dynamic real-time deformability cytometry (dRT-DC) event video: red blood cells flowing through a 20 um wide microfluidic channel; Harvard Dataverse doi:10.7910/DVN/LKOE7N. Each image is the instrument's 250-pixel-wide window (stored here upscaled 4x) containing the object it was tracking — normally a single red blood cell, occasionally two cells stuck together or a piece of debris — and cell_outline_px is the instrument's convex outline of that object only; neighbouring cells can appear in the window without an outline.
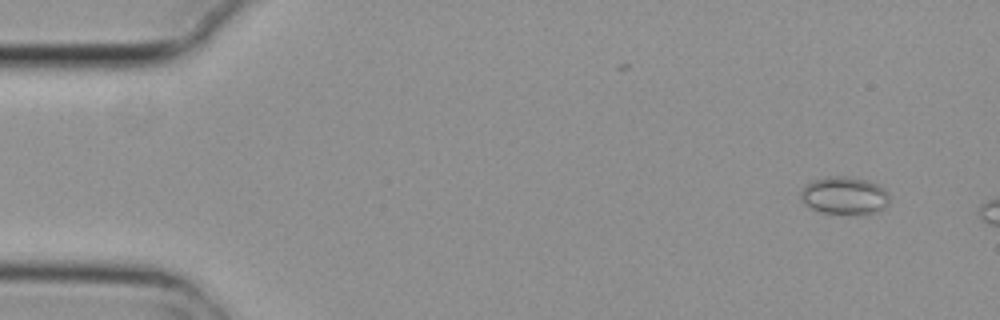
{"species": "common noctule bat (a hibernating species)", "species_latin": "Nyctalus noctula", "temperature_condition": "cold", "stored_images_in_passage": 4, "camera_frame_rate_fps": 3000, "um_per_image_px": 0.085, "animal": {"sex": "female", "body_mass_g": 29.2, "forearm_length_mm": 56.3}, "frame": {"image": 1, "passage_image": 2, "time_ms": 0.333, "image_size_px": [1000, 320], "cell_outline_px": [[888, 204], [884, 208], [876, 212], [824, 212], [812, 208], [804, 204], [800, 196], [800, 192], [804, 184], [812, 180], [828, 176], [844, 176], [868, 180], [884, 188], [888, 192]], "centroid_in_image_um": [71.74, 16.58], "position_along_channel_um": 13.3, "area_um2": 19.13}}